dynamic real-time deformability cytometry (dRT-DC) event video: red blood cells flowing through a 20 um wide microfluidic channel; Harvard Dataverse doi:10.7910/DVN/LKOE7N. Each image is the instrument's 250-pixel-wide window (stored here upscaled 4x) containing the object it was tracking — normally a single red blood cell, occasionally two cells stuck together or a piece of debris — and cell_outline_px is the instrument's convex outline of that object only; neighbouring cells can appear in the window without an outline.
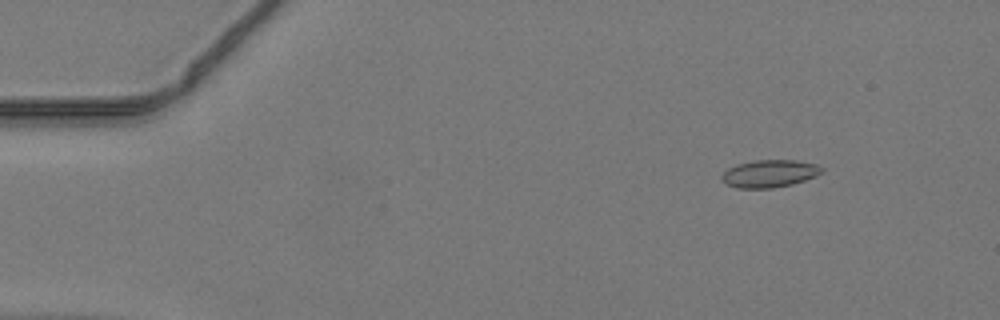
{"species": "common noctule bat (a hibernating species)", "species_latin": "Nyctalus noctula", "temperature_condition": "warm", "stored_images_in_passage": 16, "camera_frame_rate_fps": 3000, "um_per_image_px": 0.085, "animal": {"sex": "male", "body_mass_g": 19.2, "forearm_length_mm": 51.8}, "frame": {"image": 1, "passage_image": 6, "time_ms": 1.667, "image_size_px": [1000, 320], "cell_outline_px": [[824, 172], [816, 176], [792, 184], [772, 188], [736, 188], [720, 180], [720, 176], [728, 168], [736, 164], [756, 160], [796, 160], [816, 164], [824, 168]], "centroid_in_image_um": [65.41, 14.75], "position_along_channel_um": 19.6, "area_um2": 16.13}}
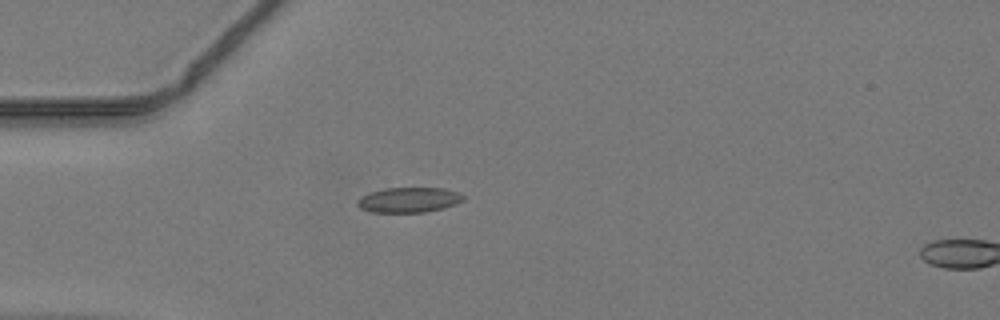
{"frame": {"image": 2, "passage_image": 14, "time_ms": 4.333, "image_size_px": [1000, 320], "cell_outline_px": [[464, 200], [456, 204], [444, 208], [428, 212], [368, 212], [360, 208], [356, 204], [356, 200], [360, 196], [384, 188], [444, 188], [456, 192], [464, 196]], "centroid_in_image_um": [34.73, 17.0], "position_along_channel_um": 50.3, "area_um2": 15.61}}